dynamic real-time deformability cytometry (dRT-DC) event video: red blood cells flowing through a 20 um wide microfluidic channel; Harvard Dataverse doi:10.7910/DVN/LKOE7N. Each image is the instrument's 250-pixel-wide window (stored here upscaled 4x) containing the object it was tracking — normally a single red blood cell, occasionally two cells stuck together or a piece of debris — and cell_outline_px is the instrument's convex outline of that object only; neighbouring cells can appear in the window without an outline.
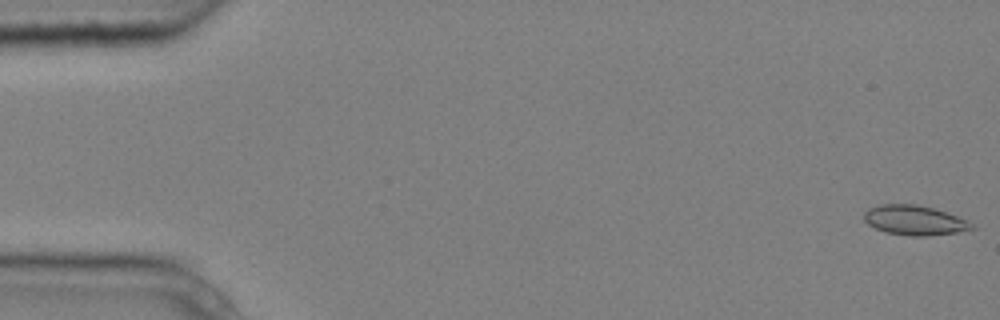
{"species": "common noctule bat (a hibernating species)", "species_latin": "Nyctalus noctula", "temperature_condition": "cold", "stored_images_in_passage": 5, "camera_frame_rate_fps": 3000, "um_per_image_px": 0.085, "animal": {"sex": "male", "body_mass_g": 20.4}, "frame": {"image": 1, "passage_image": 5, "time_ms": 1.333, "image_size_px": [1000, 320], "cell_outline_px": [[976, 228], [956, 232], [928, 236], [912, 236], [884, 232], [868, 224], [864, 220], [864, 212], [868, 208], [880, 204], [916, 204], [932, 208], [968, 220]], "centroid_in_image_um": [77.7, 18.72], "position_along_channel_um": 7.3, "area_um2": 18.55}}